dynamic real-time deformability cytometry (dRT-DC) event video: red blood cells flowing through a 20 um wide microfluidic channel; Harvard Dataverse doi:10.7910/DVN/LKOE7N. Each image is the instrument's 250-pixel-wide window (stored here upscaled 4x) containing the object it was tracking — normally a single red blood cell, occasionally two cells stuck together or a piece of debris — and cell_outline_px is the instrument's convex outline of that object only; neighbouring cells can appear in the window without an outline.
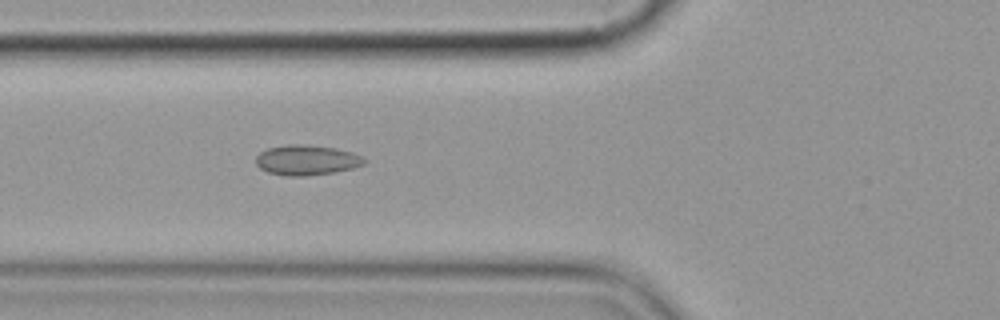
{"species": "common noctule bat (a hibernating species)", "species_latin": "Nyctalus noctula", "temperature_condition": "cold", "stored_images_in_passage": 3, "camera_frame_rate_fps": 3000, "um_per_image_px": 0.085, "animal": {"sex": "female", "body_mass_g": 19.9}, "frame": {"image": 1, "passage_image": 3, "time_ms": 2.333, "image_size_px": [1000, 320], "cell_outline_px": [[368, 160], [364, 164], [352, 168], [332, 172], [304, 176], [284, 176], [268, 172], [260, 168], [256, 164], [256, 156], [260, 152], [268, 148], [288, 144], [304, 144], [336, 148], [352, 152]], "centroid_in_image_um": [26.05, 13.6], "position_along_channel_um": 99.8, "area_um2": 19.02}}